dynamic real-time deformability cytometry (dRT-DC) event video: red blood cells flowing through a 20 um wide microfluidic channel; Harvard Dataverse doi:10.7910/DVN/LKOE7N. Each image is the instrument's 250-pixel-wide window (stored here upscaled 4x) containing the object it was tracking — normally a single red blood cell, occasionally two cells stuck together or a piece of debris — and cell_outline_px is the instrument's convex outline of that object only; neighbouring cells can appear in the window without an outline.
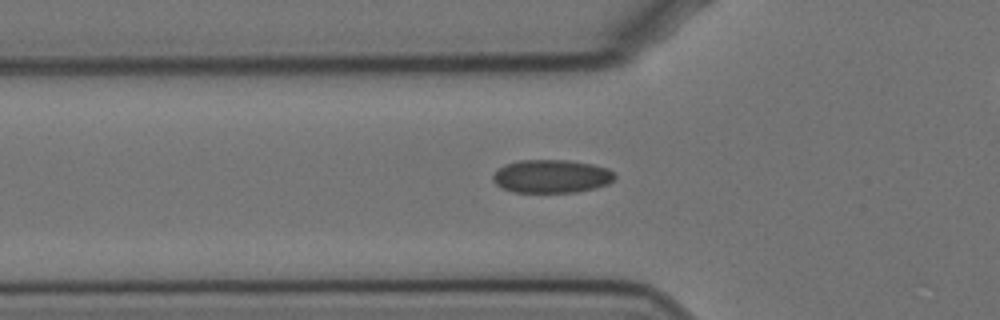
{"species": "Egyptian fruit bat (a non-hibernating species)", "species_latin": "Rousettus aegyptiacus", "temperature_condition": "cold", "stored_images_in_passage": 41, "camera_frame_rate_fps": 3000, "um_per_image_px": 0.085, "animal": {"sex": "female"}, "frame": {"image": 1, "passage_image": 9, "time_ms": 2.667, "image_size_px": [1000, 320], "cell_outline_px": [[616, 176], [608, 184], [596, 188], [576, 192], [512, 192], [500, 188], [492, 180], [492, 176], [504, 164], [520, 160], [568, 160], [592, 164], [608, 168], [616, 172]], "centroid_in_image_um": [46.89, 14.99], "position_along_channel_um": 78.9, "area_um2": 23.81}}
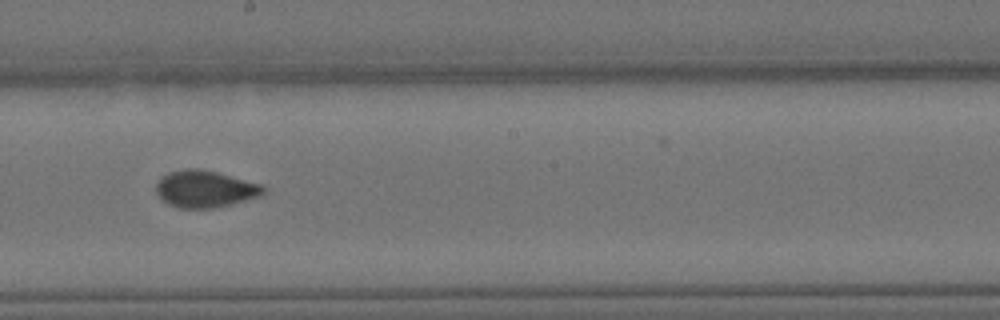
{"frame": {"image": 2, "passage_image": 22, "time_ms": 7.0, "image_size_px": [1000, 320], "cell_outline_px": [[268, 192], [264, 196], [216, 208], [180, 208], [168, 204], [156, 192], [156, 184], [160, 176], [168, 172], [184, 168], [200, 168], [264, 184]], "centroid_in_image_um": [17.5, 16.05], "position_along_channel_um": 230.7, "area_um2": 23.64}}
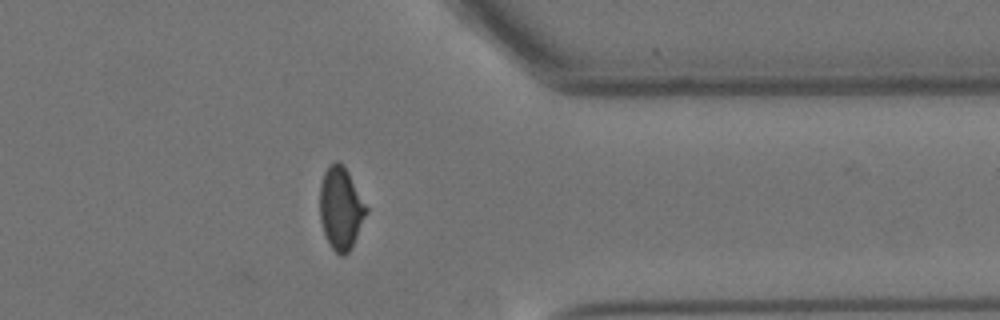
{"frame": {"image": 3, "passage_image": 36, "time_ms": 11.667, "image_size_px": [1000, 320], "cell_outline_px": [[368, 212], [352, 248], [344, 256], [340, 256], [332, 248], [324, 232], [320, 220], [320, 184], [324, 172], [328, 164], [336, 160], [344, 164], [368, 208]], "centroid_in_image_um": [28.98, 17.68], "position_along_channel_um": 382.4, "area_um2": 22.54}}